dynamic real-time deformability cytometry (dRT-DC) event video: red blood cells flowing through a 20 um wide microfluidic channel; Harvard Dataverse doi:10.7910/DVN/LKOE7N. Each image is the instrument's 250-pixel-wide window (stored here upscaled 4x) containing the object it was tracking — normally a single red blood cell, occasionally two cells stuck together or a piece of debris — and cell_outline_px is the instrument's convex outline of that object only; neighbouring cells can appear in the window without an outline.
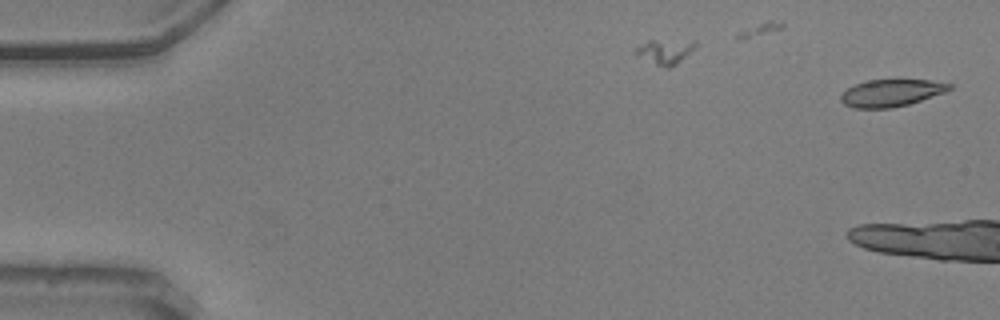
{"species": "common noctule bat (a hibernating species)", "species_latin": "Nyctalus noctula", "temperature_condition": "warm", "stored_images_in_passage": 7, "camera_frame_rate_fps": 3000, "um_per_image_px": 0.085, "animal": {"sex": "male", "body_mass_g": 20.5, "forearm_length_mm": 52.5}, "frame": {"image": 1, "passage_image": 1, "time_ms": 0.0, "image_size_px": [1000, 320], "cell_outline_px": [[952, 88], [944, 92], [908, 104], [892, 108], [856, 108], [844, 104], [840, 100], [840, 96], [848, 88], [856, 84], [868, 80], [896, 76], [928, 80], [952, 84]], "centroid_in_image_um": [75.76, 7.84], "position_along_channel_um": 9.2, "area_um2": 17.74}}